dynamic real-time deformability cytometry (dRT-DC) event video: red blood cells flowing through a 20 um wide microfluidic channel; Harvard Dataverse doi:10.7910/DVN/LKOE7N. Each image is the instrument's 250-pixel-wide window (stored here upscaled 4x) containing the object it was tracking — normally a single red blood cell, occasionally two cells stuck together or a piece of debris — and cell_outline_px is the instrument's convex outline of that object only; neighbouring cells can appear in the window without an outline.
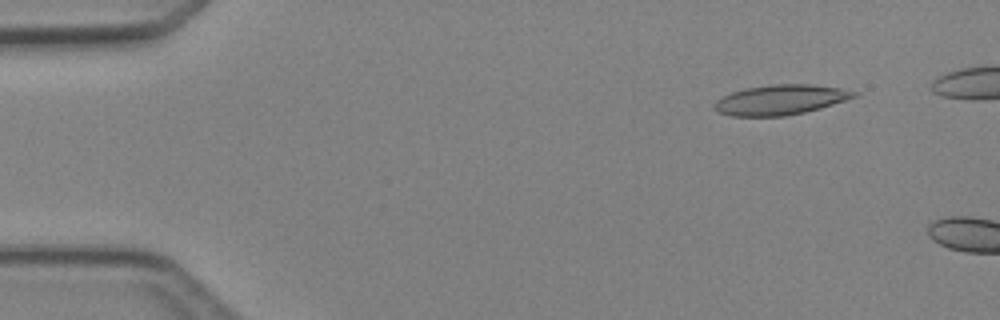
{"species": "Egyptian fruit bat (a non-hibernating species)", "species_latin": "Rousettus aegyptiacus", "temperature_condition": "cold", "stored_images_in_passage": 2, "camera_frame_rate_fps": 3000, "um_per_image_px": 0.085, "animal": {"sex": "female"}, "frame": {"image": 1, "passage_image": 1, "time_ms": 0.0, "image_size_px": [1000, 320], "cell_outline_px": [[860, 96], [820, 108], [804, 112], [784, 116], [732, 116], [720, 112], [712, 108], [712, 104], [716, 100], [732, 92], [744, 88], [772, 84], [808, 84], [840, 88], [856, 92]], "centroid_in_image_um": [66.33, 8.48], "position_along_channel_um": 18.7, "area_um2": 24.39}}